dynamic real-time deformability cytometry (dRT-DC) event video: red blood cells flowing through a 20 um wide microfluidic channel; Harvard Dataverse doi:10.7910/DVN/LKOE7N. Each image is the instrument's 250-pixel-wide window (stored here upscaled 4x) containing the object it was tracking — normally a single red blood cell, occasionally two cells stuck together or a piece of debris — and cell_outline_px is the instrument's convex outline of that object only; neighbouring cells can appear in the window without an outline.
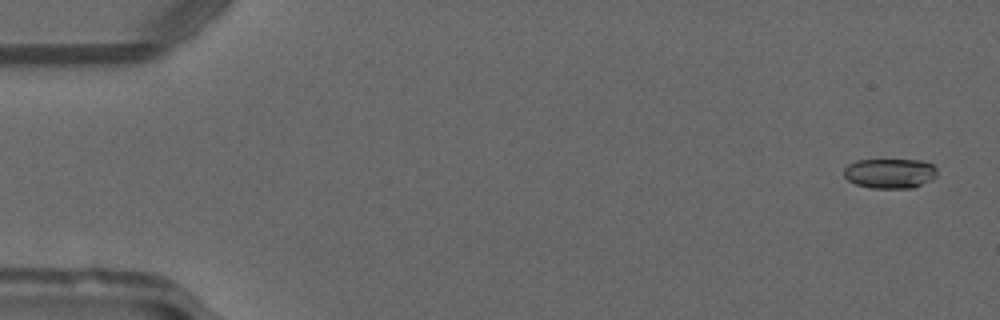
{"species": "common noctule bat (a hibernating species)", "species_latin": "Nyctalus noctula", "temperature_condition": "warm", "stored_images_in_passage": 48, "camera_frame_rate_fps": 3000, "um_per_image_px": 0.085, "animal": {"sex": "male", "forearm_length_mm": 52.5}, "frame": {"image": 1, "passage_image": 2, "time_ms": 0.333, "image_size_px": [1000, 320], "cell_outline_px": [[936, 176], [912, 188], [872, 188], [856, 184], [848, 180], [844, 176], [844, 168], [848, 164], [856, 160], [920, 160], [932, 164], [936, 168]], "centroid_in_image_um": [75.6, 14.73], "position_along_channel_um": 9.4, "area_um2": 16.07}}
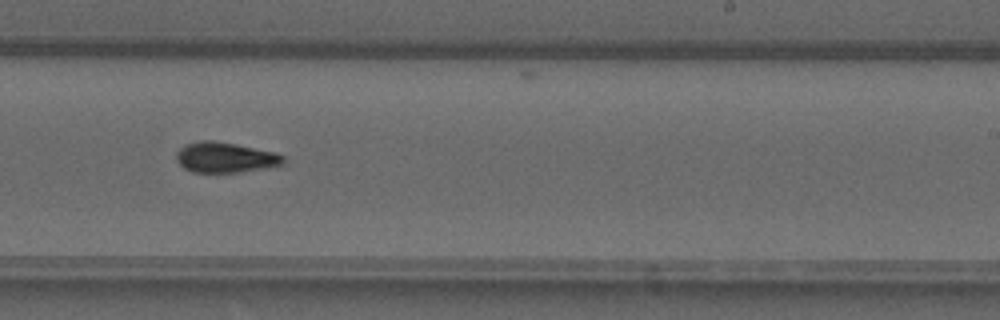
{"frame": {"image": 2, "passage_image": 31, "time_ms": 10.0, "image_size_px": [1000, 320], "cell_outline_px": [[284, 164], [264, 168], [240, 172], [192, 172], [184, 168], [176, 160], [176, 152], [180, 148], [188, 144], [200, 140], [212, 140], [236, 144], [276, 152], [284, 156]], "centroid_in_image_um": [19.15, 13.38], "position_along_channel_um": 269.9, "area_um2": 18.9}}
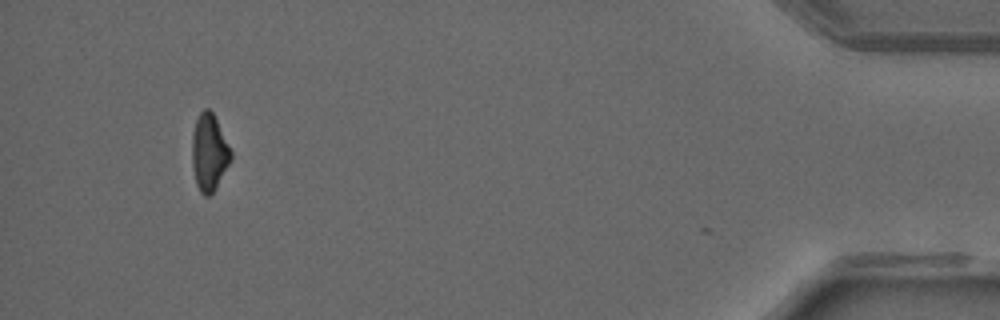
{"frame": {"image": 3, "passage_image": 47, "time_ms": 15.333, "image_size_px": [1000, 320], "cell_outline_px": [[232, 156], [216, 188], [208, 196], [204, 196], [200, 192], [196, 184], [192, 168], [192, 132], [196, 120], [200, 112], [204, 108], [208, 108], [212, 112], [232, 152]], "centroid_in_image_um": [17.75, 12.96], "position_along_channel_um": 417.5, "area_um2": 17.22}, "authors_computed_cell_mechanics": {"area_um2": 17.6001, "velocity_mm_per_s": 4.1397, "shape_relaxation_time_tau1_ms": 10.7291, "shape_relaxation_time_tau2_ms": 3.4635, "deformation_change_tau1": 0.2762, "deformation_change_tau2": 0.0964}}